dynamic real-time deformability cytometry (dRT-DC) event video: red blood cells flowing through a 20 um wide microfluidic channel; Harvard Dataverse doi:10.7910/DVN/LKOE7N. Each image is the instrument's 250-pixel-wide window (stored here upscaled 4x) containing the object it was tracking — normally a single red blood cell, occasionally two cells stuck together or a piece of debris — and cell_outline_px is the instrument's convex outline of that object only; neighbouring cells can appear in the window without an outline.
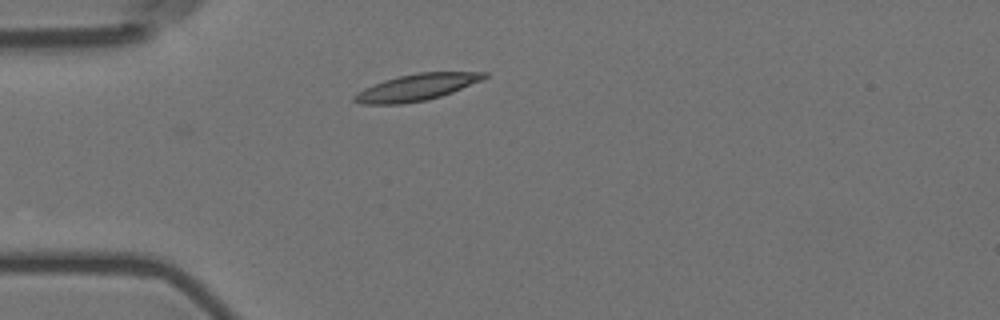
{"species": "Egyptian fruit bat (a non-hibernating species)", "species_latin": "Rousettus aegyptiacus", "temperature_condition": "room temperature", "stored_images_in_passage": 42, "camera_frame_rate_fps": 3000, "um_per_image_px": 0.085, "animal": {"sex": "female"}, "frame": {"image": 1, "passage_image": 1, "time_ms": 0.0, "image_size_px": [1000, 320], "cell_outline_px": [[488, 76], [480, 80], [452, 92], [428, 100], [400, 104], [360, 104], [352, 100], [352, 96], [356, 92], [364, 88], [384, 80], [396, 76], [420, 72], [488, 72]], "centroid_in_image_um": [35.34, 7.42], "position_along_channel_um": 49.7, "area_um2": 20.11}}
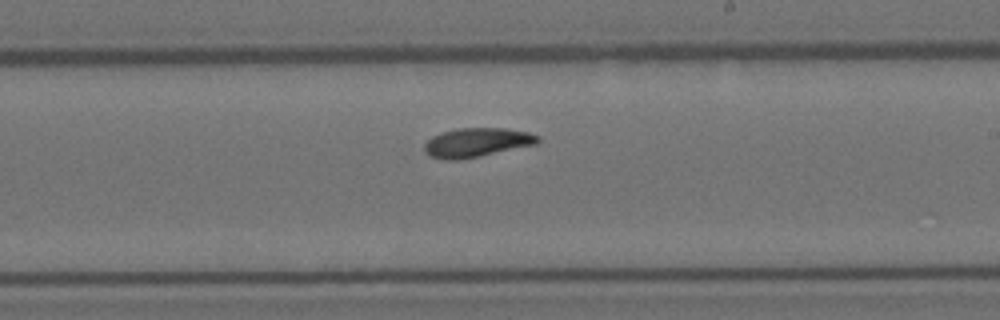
{"frame": {"image": 2, "passage_image": 19, "time_ms": 6.0, "image_size_px": [1000, 320], "cell_outline_px": [[540, 140], [536, 144], [480, 156], [456, 160], [444, 160], [428, 156], [424, 152], [424, 144], [432, 136], [440, 132], [456, 128], [504, 128], [528, 132], [540, 136]], "centroid_in_image_um": [40.48, 12.11], "position_along_channel_um": 248.5, "area_um2": 19.36}}
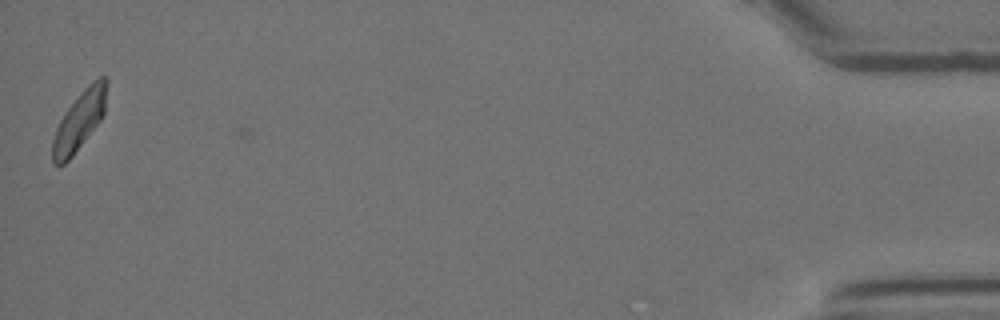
{"frame": {"image": 3, "passage_image": 42, "time_ms": 13.667, "image_size_px": [1000, 320], "cell_outline_px": [[108, 80], [104, 116], [72, 156], [64, 164], [52, 164], [52, 140], [56, 128], [64, 112], [84, 88], [92, 80], [100, 76], [108, 76]], "centroid_in_image_um": [6.77, 10.22], "position_along_channel_um": 428.4, "area_um2": 18.73}, "authors_computed_cell_mechanics": {"area_um2": 18.7561, "velocity_mm_per_s": 3.5474, "shape_relaxation_time_tau1_ms": 4.7174, "shape_relaxation_time_tau2_ms": 7.833, "deformation_change_tau1": 0.1393, "deformation_change_tau2": 0.1274}}